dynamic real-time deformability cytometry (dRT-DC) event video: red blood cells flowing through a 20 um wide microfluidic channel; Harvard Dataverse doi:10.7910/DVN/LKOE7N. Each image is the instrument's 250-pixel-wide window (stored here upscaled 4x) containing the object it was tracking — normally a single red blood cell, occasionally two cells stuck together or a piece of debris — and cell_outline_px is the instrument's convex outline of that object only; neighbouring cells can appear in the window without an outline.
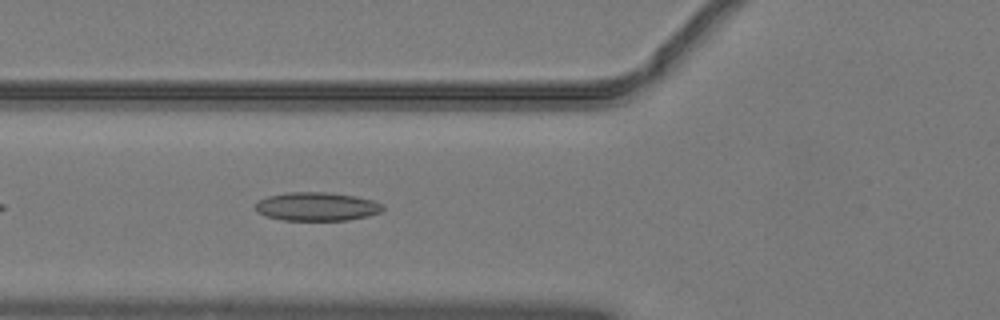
{"species": "common noctule bat (a hibernating species)", "species_latin": "Nyctalus noctula", "temperature_condition": "warm", "stored_images_in_passage": 35, "camera_frame_rate_fps": 3000, "um_per_image_px": 0.085, "animal": {"sex": "male", "body_mass_g": 19.2, "forearm_length_mm": 51.8}, "frame": {"image": 1, "passage_image": 7, "time_ms": 2.0, "image_size_px": [1000, 320], "cell_outline_px": [[384, 208], [380, 212], [368, 216], [348, 220], [280, 220], [264, 216], [256, 212], [256, 204], [260, 200], [268, 196], [288, 192], [328, 192], [356, 196], [372, 200], [384, 204]], "centroid_in_image_um": [26.93, 17.56], "position_along_channel_um": 98.9, "area_um2": 21.33}}
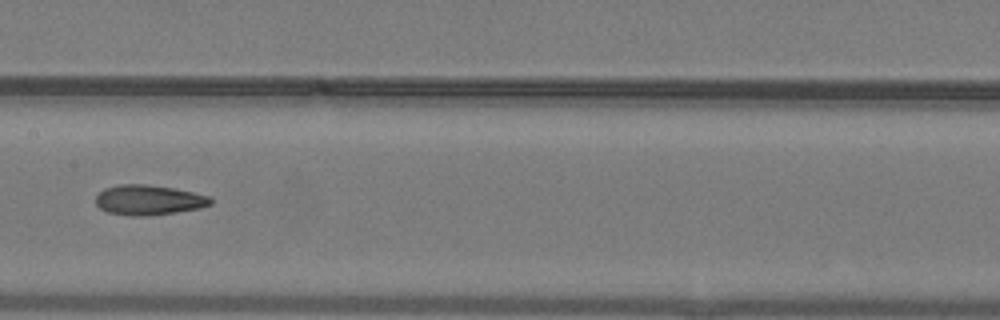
{"frame": {"image": 2, "passage_image": 14, "time_ms": 4.333, "image_size_px": [1000, 320], "cell_outline_px": [[212, 204], [200, 208], [176, 212], [140, 216], [128, 216], [108, 212], [100, 208], [96, 204], [96, 196], [104, 188], [120, 184], [148, 184], [172, 188], [192, 192], [208, 196], [212, 200]], "centroid_in_image_um": [12.61, 17.0], "position_along_channel_um": 194.8, "area_um2": 20.0}}
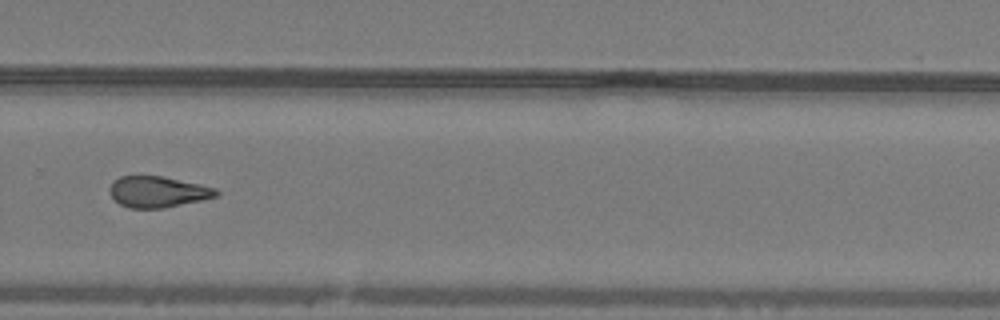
{"frame": {"image": 3, "passage_image": 23, "time_ms": 7.333, "image_size_px": [1000, 320], "cell_outline_px": [[220, 192], [216, 196], [200, 200], [164, 208], [128, 208], [120, 204], [108, 192], [108, 188], [112, 180], [120, 176], [164, 176], [200, 184], [216, 188]], "centroid_in_image_um": [13.37, 16.29], "position_along_channel_um": 316.4, "area_um2": 19.36}, "authors_computed_cell_mechanics": {"area_um2": 19.8254, "velocity_mm_per_s": 4.085, "shape_relaxation_time_tau1_ms": null, "shape_relaxation_time_tau2_ms": 2.2393, "deformation_change_tau1": null, "deformation_change_tau2": 0.0982}}